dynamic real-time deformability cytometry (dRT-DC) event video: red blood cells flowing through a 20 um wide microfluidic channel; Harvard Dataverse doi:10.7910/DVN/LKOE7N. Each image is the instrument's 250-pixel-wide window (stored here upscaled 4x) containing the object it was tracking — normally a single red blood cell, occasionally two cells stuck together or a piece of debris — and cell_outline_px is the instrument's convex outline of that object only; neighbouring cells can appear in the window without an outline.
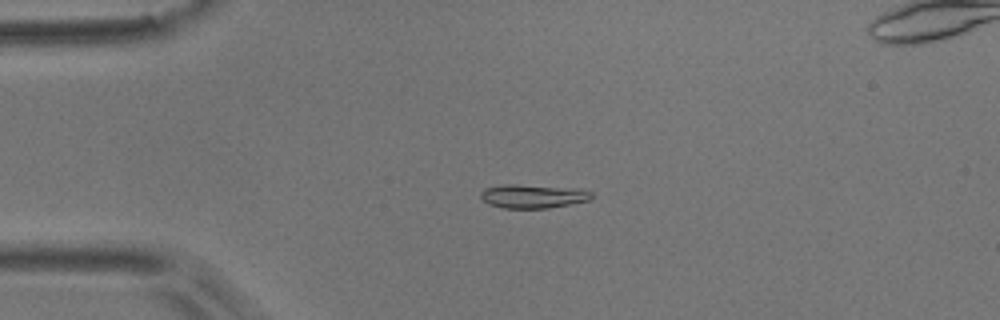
{"species": "common noctule bat (a hibernating species)", "species_latin": "Nyctalus noctula", "temperature_condition": "room temperature", "stored_images_in_passage": 48, "camera_frame_rate_fps": 3000, "um_per_image_px": 0.085, "animal": {"sex": "male", "body_mass_g": 17.9}, "frame": {"image": 1, "passage_image": 5, "time_ms": 1.333, "image_size_px": [1000, 320], "cell_outline_px": [[592, 196], [588, 200], [548, 208], [504, 208], [488, 204], [480, 196], [480, 192], [484, 188], [504, 184], [516, 184], [580, 188], [592, 192]], "centroid_in_image_um": [45.28, 16.66], "position_along_channel_um": 39.7, "area_um2": 15.37}}
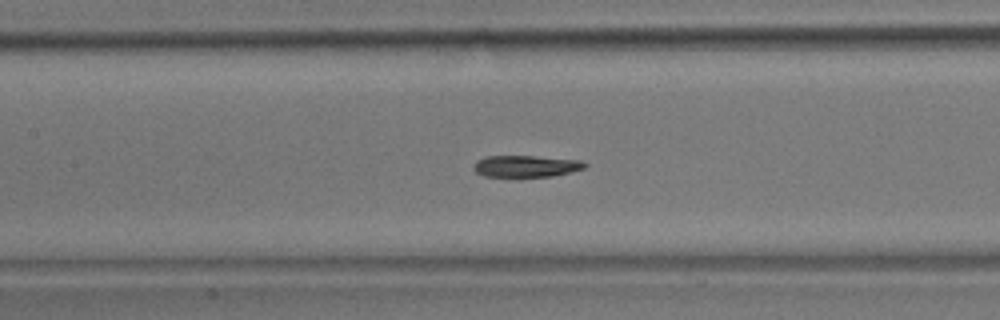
{"frame": {"image": 2, "passage_image": 17, "time_ms": 5.333, "image_size_px": [1000, 320], "cell_outline_px": [[588, 164], [584, 168], [552, 176], [484, 176], [476, 172], [472, 168], [476, 160], [488, 156], [536, 156], [580, 160]], "centroid_in_image_um": [44.68, 14.11], "position_along_channel_um": 162.7, "area_um2": 13.87}}
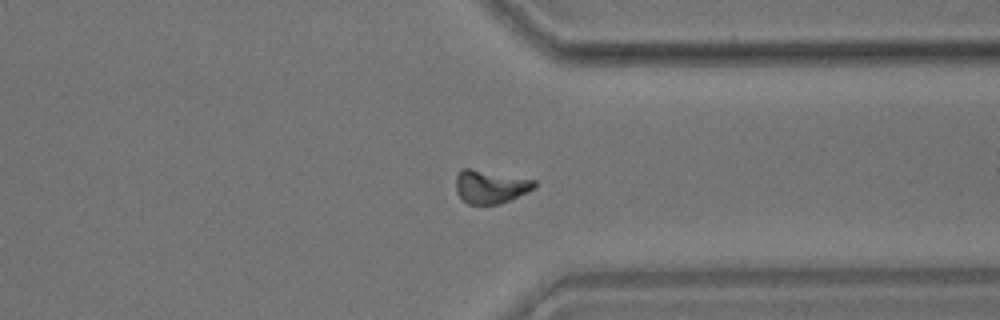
{"frame": {"image": 3, "passage_image": 34, "time_ms": 11.0, "image_size_px": [1000, 320], "cell_outline_px": [[536, 188], [500, 204], [468, 204], [456, 192], [456, 176], [460, 168], [468, 168], [536, 180]], "centroid_in_image_um": [41.68, 15.86], "position_along_channel_um": 369.7, "area_um2": 15.14}, "authors_computed_cell_mechanics": {"area_um2": 14.5945, "velocity_mm_per_s": 3.6882, "shape_relaxation_time_tau1_ms": 4.0791, "shape_relaxation_time_tau2_ms": 4.929, "deformation_change_tau1": 0.1414, "deformation_change_tau2": 0.1188}}